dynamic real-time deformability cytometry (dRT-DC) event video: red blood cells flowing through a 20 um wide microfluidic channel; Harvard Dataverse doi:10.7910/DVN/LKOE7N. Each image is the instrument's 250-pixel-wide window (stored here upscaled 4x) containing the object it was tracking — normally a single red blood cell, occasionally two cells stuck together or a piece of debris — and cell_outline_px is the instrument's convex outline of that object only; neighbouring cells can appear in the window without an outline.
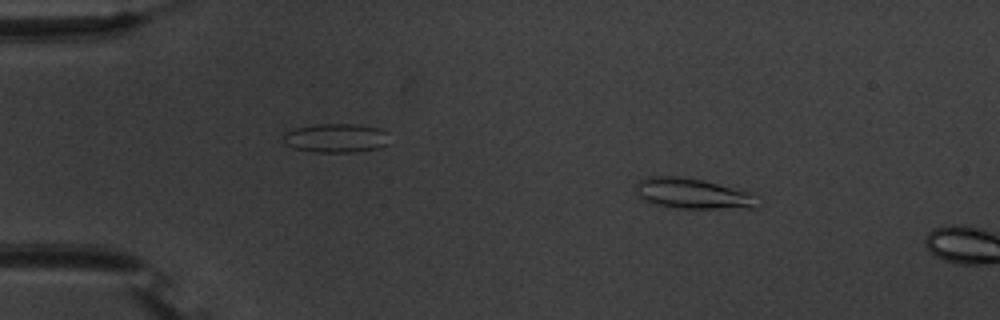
{"species": "common noctule bat (a hibernating species)", "species_latin": "Nyctalus noctula", "temperature_condition": "warm", "stored_images_in_passage": 11, "camera_frame_rate_fps": 3000, "um_per_image_px": 0.085, "animal": {"sex": "male", "body_mass_g": 20.1, "forearm_length_mm": 53.5}, "frame": {"image": 1, "passage_image": 8, "time_ms": 2.333, "image_size_px": [1000, 320], "cell_outline_px": [[764, 200], [756, 208], [676, 208], [652, 204], [644, 200], [640, 196], [636, 188], [636, 184], [640, 180], [648, 176], [676, 176], [704, 180], [756, 192]], "centroid_in_image_um": [59.05, 16.46], "position_along_channel_um": 26.0, "area_um2": 22.31}}